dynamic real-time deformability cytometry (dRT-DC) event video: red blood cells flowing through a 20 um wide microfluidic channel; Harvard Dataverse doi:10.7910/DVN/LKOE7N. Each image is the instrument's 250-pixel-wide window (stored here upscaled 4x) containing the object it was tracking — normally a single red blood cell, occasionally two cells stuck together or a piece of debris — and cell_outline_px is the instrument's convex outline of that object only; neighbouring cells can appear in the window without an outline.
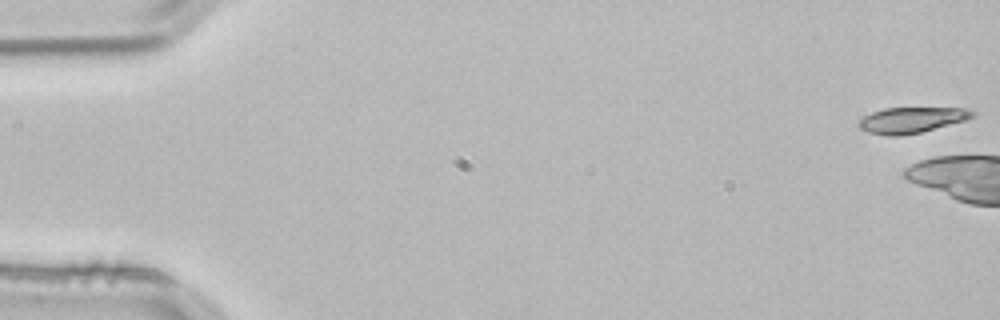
{"species": "common noctule bat (a hibernating species)", "species_latin": "Nyctalus noctula", "temperature_condition": "room temperature", "stored_images_in_passage": 5, "camera_frame_rate_fps": 3000, "um_per_image_px": 0.085, "animal": {"sex": "male", "body_mass_g": 21.5, "forearm_length_mm": 52.0}, "frame": {"image": 1, "passage_image": 1, "time_ms": 0.0, "image_size_px": [1000, 320], "cell_outline_px": [[976, 112], [972, 116], [964, 120], [920, 132], [900, 136], [888, 136], [868, 132], [860, 128], [856, 124], [864, 116], [872, 112], [884, 108], [968, 108]], "centroid_in_image_um": [77.44, 10.2], "position_along_channel_um": 7.6, "area_um2": 16.88}}